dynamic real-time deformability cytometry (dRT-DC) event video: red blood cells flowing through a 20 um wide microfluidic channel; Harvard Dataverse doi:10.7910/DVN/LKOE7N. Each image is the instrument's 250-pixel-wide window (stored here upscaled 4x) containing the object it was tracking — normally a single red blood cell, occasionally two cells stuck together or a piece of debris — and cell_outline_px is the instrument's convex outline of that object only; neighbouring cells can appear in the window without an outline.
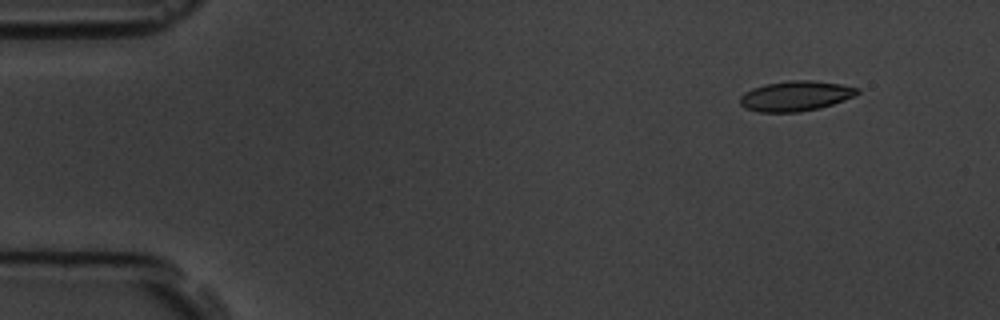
{"species": "common noctule bat (a hibernating species)", "species_latin": "Nyctalus noctula", "temperature_condition": "room temperature", "stored_images_in_passage": 3, "camera_frame_rate_fps": 3000, "um_per_image_px": 0.085, "animal": {"sex": "male", "body_mass_g": 19.5, "forearm_length_mm": 54.6}, "frame": {"image": 1, "passage_image": 1, "time_ms": 0.0, "image_size_px": [1000, 320], "cell_outline_px": [[860, 92], [844, 100], [820, 108], [800, 112], [760, 112], [744, 108], [740, 104], [740, 96], [744, 92], [752, 88], [764, 84], [792, 80], [812, 80], [840, 84], [860, 88]], "centroid_in_image_um": [67.6, 8.16], "position_along_channel_um": 17.4, "area_um2": 20.63}}
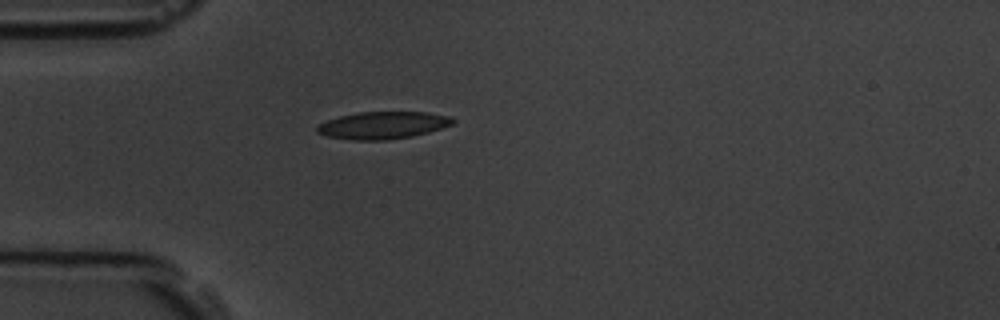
{"frame": {"image": 2, "passage_image": 3, "time_ms": 3.333, "image_size_px": [1000, 320], "cell_outline_px": [[456, 120], [452, 124], [428, 132], [412, 136], [388, 140], [352, 140], [328, 136], [316, 132], [316, 128], [320, 124], [328, 120], [340, 116], [360, 112], [428, 112], [452, 116]], "centroid_in_image_um": [32.57, 10.64], "position_along_channel_um": 52.4, "area_um2": 21.5}}